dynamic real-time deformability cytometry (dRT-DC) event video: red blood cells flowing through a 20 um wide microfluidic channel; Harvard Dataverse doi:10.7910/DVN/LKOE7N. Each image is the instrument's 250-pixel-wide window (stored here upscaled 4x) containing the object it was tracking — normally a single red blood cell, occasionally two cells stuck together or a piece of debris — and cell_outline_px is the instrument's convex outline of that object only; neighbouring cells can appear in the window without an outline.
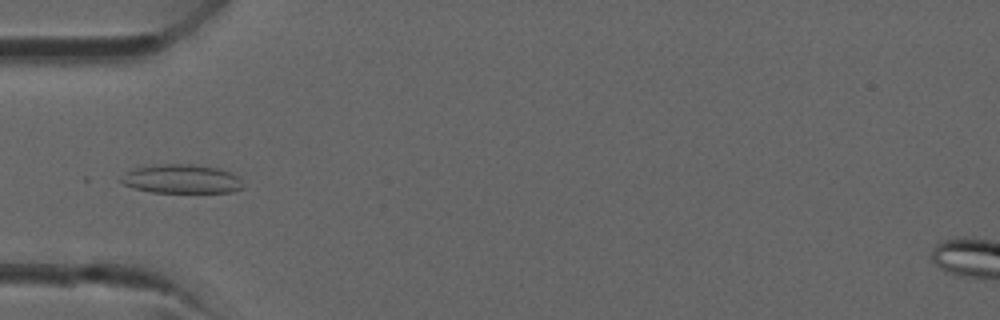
{"species": "common noctule bat (a hibernating species)", "species_latin": "Nyctalus noctula", "temperature_condition": "room temperature", "stored_images_in_passage": 31, "camera_frame_rate_fps": 3000, "um_per_image_px": 0.085, "animal": {"sex": "male", "forearm_length_mm": 52.5}, "frame": {"image": 1, "passage_image": 12, "time_ms": 3.667, "image_size_px": [1000, 320], "cell_outline_px": [[244, 188], [232, 192], [152, 192], [132, 188], [124, 184], [120, 180], [128, 172], [136, 168], [164, 164], [192, 164], [220, 168], [240, 176]], "centroid_in_image_um": [15.52, 15.22], "position_along_channel_um": 69.5, "area_um2": 20.46}}
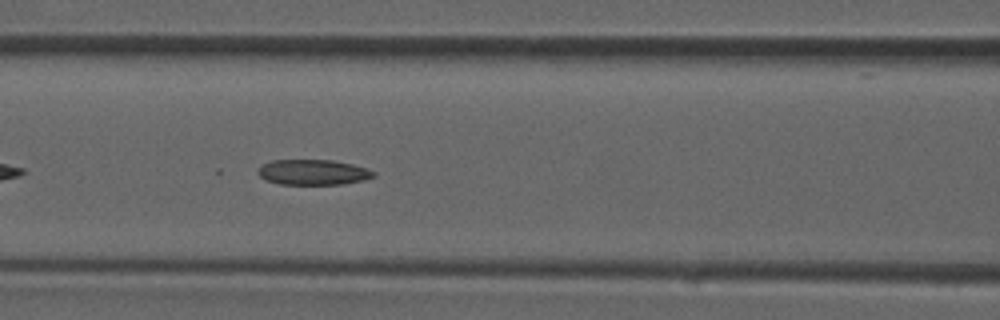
{"frame": {"image": 2, "passage_image": 16, "time_ms": 5.0, "image_size_px": [1000, 320], "cell_outline_px": [[376, 176], [364, 180], [344, 184], [280, 184], [264, 180], [256, 172], [264, 164], [272, 160], [332, 160], [352, 164], [368, 168], [376, 172]], "centroid_in_image_um": [26.64, 14.64], "position_along_channel_um": 140.0, "area_um2": 17.17}}
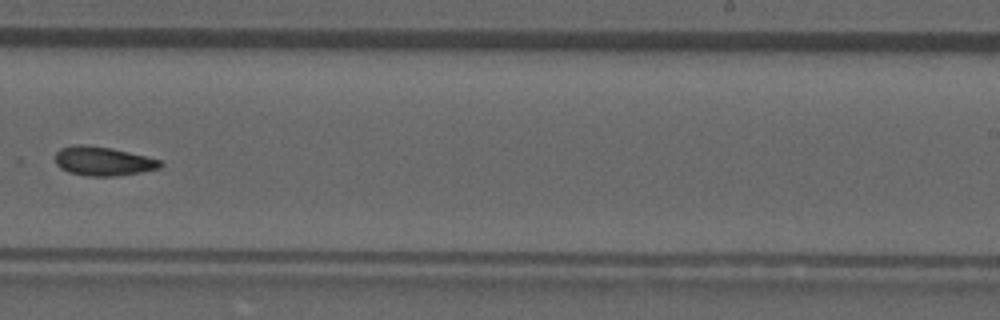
{"frame": {"image": 3, "passage_image": 24, "time_ms": 7.667, "image_size_px": [1000, 320], "cell_outline_px": [[164, 164], [160, 168], [140, 172], [116, 176], [88, 176], [68, 172], [60, 168], [56, 164], [56, 152], [60, 148], [72, 144], [84, 144], [112, 148], [160, 160]], "centroid_in_image_um": [8.73, 13.69], "position_along_channel_um": 280.3, "area_um2": 17.8}}